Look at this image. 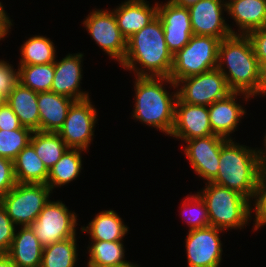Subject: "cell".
Here are the masks:
<instances>
[{"mask_svg": "<svg viewBox=\"0 0 266 267\" xmlns=\"http://www.w3.org/2000/svg\"><path fill=\"white\" fill-rule=\"evenodd\" d=\"M255 201L253 205H255L253 208L255 211V218H254V230L257 231L262 226L266 225V168H262L256 193L254 196Z\"/></svg>", "mask_w": 266, "mask_h": 267, "instance_id": "34", "label": "cell"}, {"mask_svg": "<svg viewBox=\"0 0 266 267\" xmlns=\"http://www.w3.org/2000/svg\"><path fill=\"white\" fill-rule=\"evenodd\" d=\"M95 216L88 226L81 228L90 235L91 241H123L129 227L114 210L101 211Z\"/></svg>", "mask_w": 266, "mask_h": 267, "instance_id": "24", "label": "cell"}, {"mask_svg": "<svg viewBox=\"0 0 266 267\" xmlns=\"http://www.w3.org/2000/svg\"><path fill=\"white\" fill-rule=\"evenodd\" d=\"M133 118L170 135L174 125L177 91L170 94L163 86L177 88L169 77H136Z\"/></svg>", "mask_w": 266, "mask_h": 267, "instance_id": "3", "label": "cell"}, {"mask_svg": "<svg viewBox=\"0 0 266 267\" xmlns=\"http://www.w3.org/2000/svg\"><path fill=\"white\" fill-rule=\"evenodd\" d=\"M197 193L205 202L210 226L224 231L242 229L252 220L251 201L237 191L206 182L205 188Z\"/></svg>", "mask_w": 266, "mask_h": 267, "instance_id": "5", "label": "cell"}, {"mask_svg": "<svg viewBox=\"0 0 266 267\" xmlns=\"http://www.w3.org/2000/svg\"><path fill=\"white\" fill-rule=\"evenodd\" d=\"M219 38L192 35L190 41L175 55L169 78L179 80L217 68Z\"/></svg>", "mask_w": 266, "mask_h": 267, "instance_id": "6", "label": "cell"}, {"mask_svg": "<svg viewBox=\"0 0 266 267\" xmlns=\"http://www.w3.org/2000/svg\"><path fill=\"white\" fill-rule=\"evenodd\" d=\"M16 183L13 160L0 157V199L6 195Z\"/></svg>", "mask_w": 266, "mask_h": 267, "instance_id": "37", "label": "cell"}, {"mask_svg": "<svg viewBox=\"0 0 266 267\" xmlns=\"http://www.w3.org/2000/svg\"><path fill=\"white\" fill-rule=\"evenodd\" d=\"M73 100L55 92H39L38 108L40 115V131L58 132L63 126Z\"/></svg>", "mask_w": 266, "mask_h": 267, "instance_id": "20", "label": "cell"}, {"mask_svg": "<svg viewBox=\"0 0 266 267\" xmlns=\"http://www.w3.org/2000/svg\"><path fill=\"white\" fill-rule=\"evenodd\" d=\"M38 93L17 82L5 101L11 107L22 126L40 131Z\"/></svg>", "mask_w": 266, "mask_h": 267, "instance_id": "23", "label": "cell"}, {"mask_svg": "<svg viewBox=\"0 0 266 267\" xmlns=\"http://www.w3.org/2000/svg\"><path fill=\"white\" fill-rule=\"evenodd\" d=\"M158 3V14L164 38L172 55L181 50L193 35L188 7L176 5L168 0L163 5Z\"/></svg>", "mask_w": 266, "mask_h": 267, "instance_id": "15", "label": "cell"}, {"mask_svg": "<svg viewBox=\"0 0 266 267\" xmlns=\"http://www.w3.org/2000/svg\"><path fill=\"white\" fill-rule=\"evenodd\" d=\"M19 65H37L54 63L56 50L53 42L44 36L35 35L21 46Z\"/></svg>", "mask_w": 266, "mask_h": 267, "instance_id": "29", "label": "cell"}, {"mask_svg": "<svg viewBox=\"0 0 266 267\" xmlns=\"http://www.w3.org/2000/svg\"><path fill=\"white\" fill-rule=\"evenodd\" d=\"M227 140L213 134L185 141L187 145L183 150L191 167L207 183L212 182L218 174L221 147Z\"/></svg>", "mask_w": 266, "mask_h": 267, "instance_id": "13", "label": "cell"}, {"mask_svg": "<svg viewBox=\"0 0 266 267\" xmlns=\"http://www.w3.org/2000/svg\"><path fill=\"white\" fill-rule=\"evenodd\" d=\"M82 53L68 54L61 61L54 62V78L51 92L72 98L75 101L89 98L88 92L81 91Z\"/></svg>", "mask_w": 266, "mask_h": 267, "instance_id": "17", "label": "cell"}, {"mask_svg": "<svg viewBox=\"0 0 266 267\" xmlns=\"http://www.w3.org/2000/svg\"><path fill=\"white\" fill-rule=\"evenodd\" d=\"M244 95L245 101L251 97L241 92H232L224 99L218 100L208 106L209 122L214 134L231 139L230 134L235 132L242 116L245 115L244 108L236 103L237 96ZM240 120V121H239Z\"/></svg>", "mask_w": 266, "mask_h": 267, "instance_id": "18", "label": "cell"}, {"mask_svg": "<svg viewBox=\"0 0 266 267\" xmlns=\"http://www.w3.org/2000/svg\"><path fill=\"white\" fill-rule=\"evenodd\" d=\"M81 149L68 148L57 163L49 169L47 186L51 191L55 187H61L75 180L81 172L82 155Z\"/></svg>", "mask_w": 266, "mask_h": 267, "instance_id": "26", "label": "cell"}, {"mask_svg": "<svg viewBox=\"0 0 266 267\" xmlns=\"http://www.w3.org/2000/svg\"><path fill=\"white\" fill-rule=\"evenodd\" d=\"M113 10L121 34L127 40L157 17L158 2L149 6L146 0H126Z\"/></svg>", "mask_w": 266, "mask_h": 267, "instance_id": "19", "label": "cell"}, {"mask_svg": "<svg viewBox=\"0 0 266 267\" xmlns=\"http://www.w3.org/2000/svg\"><path fill=\"white\" fill-rule=\"evenodd\" d=\"M228 139L221 147L219 171L212 183L225 186L253 200L262 170L256 149Z\"/></svg>", "mask_w": 266, "mask_h": 267, "instance_id": "4", "label": "cell"}, {"mask_svg": "<svg viewBox=\"0 0 266 267\" xmlns=\"http://www.w3.org/2000/svg\"><path fill=\"white\" fill-rule=\"evenodd\" d=\"M257 95L266 96V61L259 63V78L257 85Z\"/></svg>", "mask_w": 266, "mask_h": 267, "instance_id": "41", "label": "cell"}, {"mask_svg": "<svg viewBox=\"0 0 266 267\" xmlns=\"http://www.w3.org/2000/svg\"><path fill=\"white\" fill-rule=\"evenodd\" d=\"M226 6L241 35L266 27V0H231Z\"/></svg>", "mask_w": 266, "mask_h": 267, "instance_id": "22", "label": "cell"}, {"mask_svg": "<svg viewBox=\"0 0 266 267\" xmlns=\"http://www.w3.org/2000/svg\"><path fill=\"white\" fill-rule=\"evenodd\" d=\"M30 143L48 170L57 163L68 149L57 132L33 131Z\"/></svg>", "mask_w": 266, "mask_h": 267, "instance_id": "27", "label": "cell"}, {"mask_svg": "<svg viewBox=\"0 0 266 267\" xmlns=\"http://www.w3.org/2000/svg\"><path fill=\"white\" fill-rule=\"evenodd\" d=\"M16 232L6 254L18 267H41L44 247L31 227L21 226Z\"/></svg>", "mask_w": 266, "mask_h": 267, "instance_id": "21", "label": "cell"}, {"mask_svg": "<svg viewBox=\"0 0 266 267\" xmlns=\"http://www.w3.org/2000/svg\"><path fill=\"white\" fill-rule=\"evenodd\" d=\"M187 196L182 206L184 207L183 218L187 221L188 227L190 226L189 230L210 226L208 211L201 196L198 193Z\"/></svg>", "mask_w": 266, "mask_h": 267, "instance_id": "33", "label": "cell"}, {"mask_svg": "<svg viewBox=\"0 0 266 267\" xmlns=\"http://www.w3.org/2000/svg\"><path fill=\"white\" fill-rule=\"evenodd\" d=\"M15 226L0 203V254L9 250L15 235Z\"/></svg>", "mask_w": 266, "mask_h": 267, "instance_id": "35", "label": "cell"}, {"mask_svg": "<svg viewBox=\"0 0 266 267\" xmlns=\"http://www.w3.org/2000/svg\"><path fill=\"white\" fill-rule=\"evenodd\" d=\"M171 1L181 7H189L193 4H196L200 0H171Z\"/></svg>", "mask_w": 266, "mask_h": 267, "instance_id": "44", "label": "cell"}, {"mask_svg": "<svg viewBox=\"0 0 266 267\" xmlns=\"http://www.w3.org/2000/svg\"><path fill=\"white\" fill-rule=\"evenodd\" d=\"M217 69L232 92L257 96L259 61L247 35L232 34L220 41Z\"/></svg>", "mask_w": 266, "mask_h": 267, "instance_id": "2", "label": "cell"}, {"mask_svg": "<svg viewBox=\"0 0 266 267\" xmlns=\"http://www.w3.org/2000/svg\"><path fill=\"white\" fill-rule=\"evenodd\" d=\"M18 66L19 83L37 93L51 91L54 63Z\"/></svg>", "mask_w": 266, "mask_h": 267, "instance_id": "31", "label": "cell"}, {"mask_svg": "<svg viewBox=\"0 0 266 267\" xmlns=\"http://www.w3.org/2000/svg\"><path fill=\"white\" fill-rule=\"evenodd\" d=\"M123 241H91L89 248L90 267H112L127 263Z\"/></svg>", "mask_w": 266, "mask_h": 267, "instance_id": "28", "label": "cell"}, {"mask_svg": "<svg viewBox=\"0 0 266 267\" xmlns=\"http://www.w3.org/2000/svg\"><path fill=\"white\" fill-rule=\"evenodd\" d=\"M214 226L188 231L186 238L187 267H219L222 259L220 233Z\"/></svg>", "mask_w": 266, "mask_h": 267, "instance_id": "12", "label": "cell"}, {"mask_svg": "<svg viewBox=\"0 0 266 267\" xmlns=\"http://www.w3.org/2000/svg\"><path fill=\"white\" fill-rule=\"evenodd\" d=\"M77 216L62 201L49 200L30 225L44 247L76 236Z\"/></svg>", "mask_w": 266, "mask_h": 267, "instance_id": "8", "label": "cell"}, {"mask_svg": "<svg viewBox=\"0 0 266 267\" xmlns=\"http://www.w3.org/2000/svg\"><path fill=\"white\" fill-rule=\"evenodd\" d=\"M172 64L173 55L168 49L162 24L157 16L127 39L126 54L120 66L134 71L135 77H169Z\"/></svg>", "mask_w": 266, "mask_h": 267, "instance_id": "1", "label": "cell"}, {"mask_svg": "<svg viewBox=\"0 0 266 267\" xmlns=\"http://www.w3.org/2000/svg\"><path fill=\"white\" fill-rule=\"evenodd\" d=\"M33 131L22 126L16 130H0V157L14 160L30 142Z\"/></svg>", "mask_w": 266, "mask_h": 267, "instance_id": "32", "label": "cell"}, {"mask_svg": "<svg viewBox=\"0 0 266 267\" xmlns=\"http://www.w3.org/2000/svg\"><path fill=\"white\" fill-rule=\"evenodd\" d=\"M176 87H180L177 98L191 105L210 106L232 93L226 78L217 68L181 79Z\"/></svg>", "mask_w": 266, "mask_h": 267, "instance_id": "9", "label": "cell"}, {"mask_svg": "<svg viewBox=\"0 0 266 267\" xmlns=\"http://www.w3.org/2000/svg\"><path fill=\"white\" fill-rule=\"evenodd\" d=\"M76 236L44 246L41 267H74L77 261Z\"/></svg>", "mask_w": 266, "mask_h": 267, "instance_id": "30", "label": "cell"}, {"mask_svg": "<svg viewBox=\"0 0 266 267\" xmlns=\"http://www.w3.org/2000/svg\"><path fill=\"white\" fill-rule=\"evenodd\" d=\"M21 127L22 125L20 124L18 117L5 101L0 106V130L10 131L20 129Z\"/></svg>", "mask_w": 266, "mask_h": 267, "instance_id": "39", "label": "cell"}, {"mask_svg": "<svg viewBox=\"0 0 266 267\" xmlns=\"http://www.w3.org/2000/svg\"><path fill=\"white\" fill-rule=\"evenodd\" d=\"M97 110L90 98L74 101L57 132L68 148L87 151L94 136Z\"/></svg>", "mask_w": 266, "mask_h": 267, "instance_id": "10", "label": "cell"}, {"mask_svg": "<svg viewBox=\"0 0 266 267\" xmlns=\"http://www.w3.org/2000/svg\"><path fill=\"white\" fill-rule=\"evenodd\" d=\"M209 122L208 106L175 103L174 125L170 136L183 141L213 135Z\"/></svg>", "mask_w": 266, "mask_h": 267, "instance_id": "16", "label": "cell"}, {"mask_svg": "<svg viewBox=\"0 0 266 267\" xmlns=\"http://www.w3.org/2000/svg\"><path fill=\"white\" fill-rule=\"evenodd\" d=\"M83 25L100 49L121 64L126 54L127 40L121 34L113 10H93L84 19Z\"/></svg>", "mask_w": 266, "mask_h": 267, "instance_id": "11", "label": "cell"}, {"mask_svg": "<svg viewBox=\"0 0 266 267\" xmlns=\"http://www.w3.org/2000/svg\"><path fill=\"white\" fill-rule=\"evenodd\" d=\"M5 102V98L0 94V106Z\"/></svg>", "mask_w": 266, "mask_h": 267, "instance_id": "46", "label": "cell"}, {"mask_svg": "<svg viewBox=\"0 0 266 267\" xmlns=\"http://www.w3.org/2000/svg\"><path fill=\"white\" fill-rule=\"evenodd\" d=\"M12 20L8 17L4 9H0V40L6 38L12 26Z\"/></svg>", "mask_w": 266, "mask_h": 267, "instance_id": "40", "label": "cell"}, {"mask_svg": "<svg viewBox=\"0 0 266 267\" xmlns=\"http://www.w3.org/2000/svg\"><path fill=\"white\" fill-rule=\"evenodd\" d=\"M0 9H5L4 7H3V4L0 2Z\"/></svg>", "mask_w": 266, "mask_h": 267, "instance_id": "47", "label": "cell"}, {"mask_svg": "<svg viewBox=\"0 0 266 267\" xmlns=\"http://www.w3.org/2000/svg\"><path fill=\"white\" fill-rule=\"evenodd\" d=\"M0 267H18L11 258L6 254H0Z\"/></svg>", "mask_w": 266, "mask_h": 267, "instance_id": "43", "label": "cell"}, {"mask_svg": "<svg viewBox=\"0 0 266 267\" xmlns=\"http://www.w3.org/2000/svg\"><path fill=\"white\" fill-rule=\"evenodd\" d=\"M18 82V71L4 60H0V94L6 99Z\"/></svg>", "mask_w": 266, "mask_h": 267, "instance_id": "36", "label": "cell"}, {"mask_svg": "<svg viewBox=\"0 0 266 267\" xmlns=\"http://www.w3.org/2000/svg\"><path fill=\"white\" fill-rule=\"evenodd\" d=\"M193 35H204L220 40L232 34H239L225 23L223 10L227 11L224 0H200L188 7Z\"/></svg>", "mask_w": 266, "mask_h": 267, "instance_id": "14", "label": "cell"}, {"mask_svg": "<svg viewBox=\"0 0 266 267\" xmlns=\"http://www.w3.org/2000/svg\"><path fill=\"white\" fill-rule=\"evenodd\" d=\"M263 148L265 149L262 150L261 148L259 150H256V152H257V156H258L261 167L266 168V134L264 136V147Z\"/></svg>", "mask_w": 266, "mask_h": 267, "instance_id": "42", "label": "cell"}, {"mask_svg": "<svg viewBox=\"0 0 266 267\" xmlns=\"http://www.w3.org/2000/svg\"><path fill=\"white\" fill-rule=\"evenodd\" d=\"M249 37L255 56L259 63L266 61V27L253 30L247 34Z\"/></svg>", "mask_w": 266, "mask_h": 267, "instance_id": "38", "label": "cell"}, {"mask_svg": "<svg viewBox=\"0 0 266 267\" xmlns=\"http://www.w3.org/2000/svg\"><path fill=\"white\" fill-rule=\"evenodd\" d=\"M51 193V189L46 184L16 183L0 199V203L15 225L30 226L50 200Z\"/></svg>", "mask_w": 266, "mask_h": 267, "instance_id": "7", "label": "cell"}, {"mask_svg": "<svg viewBox=\"0 0 266 267\" xmlns=\"http://www.w3.org/2000/svg\"><path fill=\"white\" fill-rule=\"evenodd\" d=\"M112 267H138V266H136L135 264H133V262L131 263V262L128 261L125 264H122V265H119V266H112Z\"/></svg>", "mask_w": 266, "mask_h": 267, "instance_id": "45", "label": "cell"}, {"mask_svg": "<svg viewBox=\"0 0 266 267\" xmlns=\"http://www.w3.org/2000/svg\"><path fill=\"white\" fill-rule=\"evenodd\" d=\"M13 166L17 183L47 184L49 170L37 156L30 142L13 160Z\"/></svg>", "mask_w": 266, "mask_h": 267, "instance_id": "25", "label": "cell"}]
</instances>
